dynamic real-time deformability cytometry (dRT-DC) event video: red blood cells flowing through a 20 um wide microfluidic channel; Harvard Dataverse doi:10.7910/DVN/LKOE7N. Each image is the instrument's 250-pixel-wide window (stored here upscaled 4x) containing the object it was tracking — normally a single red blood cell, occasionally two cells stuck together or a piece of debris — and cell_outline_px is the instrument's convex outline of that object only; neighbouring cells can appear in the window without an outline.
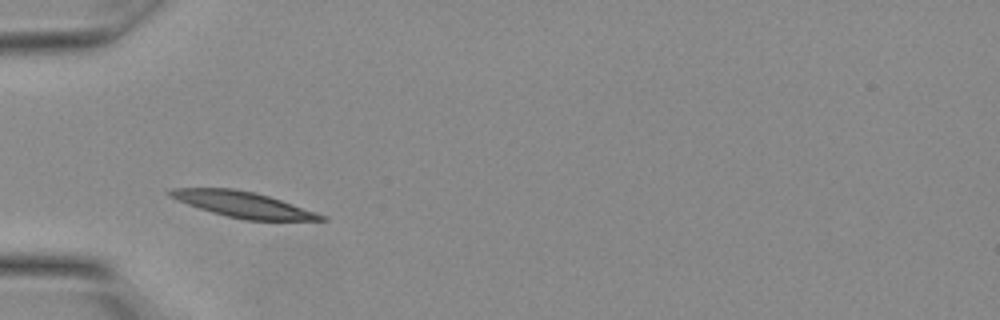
{"species": "Egyptian fruit bat (a non-hibernating species)", "species_latin": "Rousettus aegyptiacus", "temperature_condition": "warm", "stored_images_in_passage": 8, "camera_frame_rate_fps": 3000, "um_per_image_px": 0.085, "animal": {"sex": "female"}, "frame": {"image": 1, "passage_image": 1, "time_ms": 0.0, "image_size_px": [1000, 320], "cell_outline_px": [[328, 220], [244, 220], [212, 212], [188, 204], [168, 196], [164, 192], [172, 188], [232, 188], [256, 192], [328, 216]], "centroid_in_image_um": [20.64, 17.37], "position_along_channel_um": 64.4, "area_um2": 22.48}}
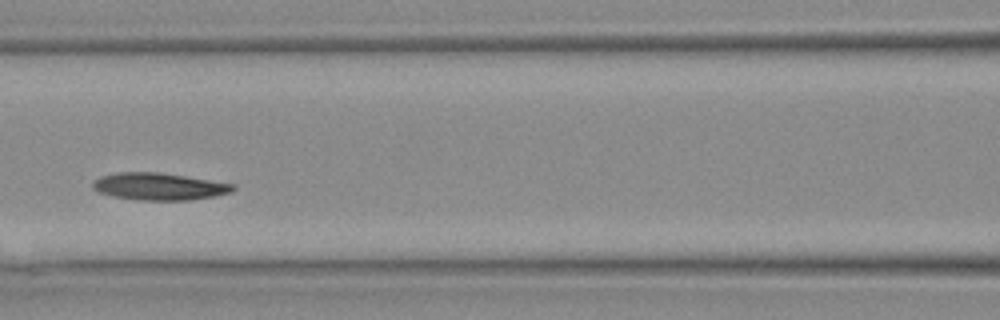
{"frame": {"image": 2, "passage_image": 5, "time_ms": 1.333, "image_size_px": [1000, 320], "cell_outline_px": [[236, 188], [232, 192], [216, 196], [188, 200], [136, 200], [112, 196], [100, 192], [92, 188], [92, 184], [100, 176], [116, 172], [160, 172], [236, 184]], "centroid_in_image_um": [13.55, 15.85], "position_along_channel_um": 153.1, "area_um2": 22.31}}
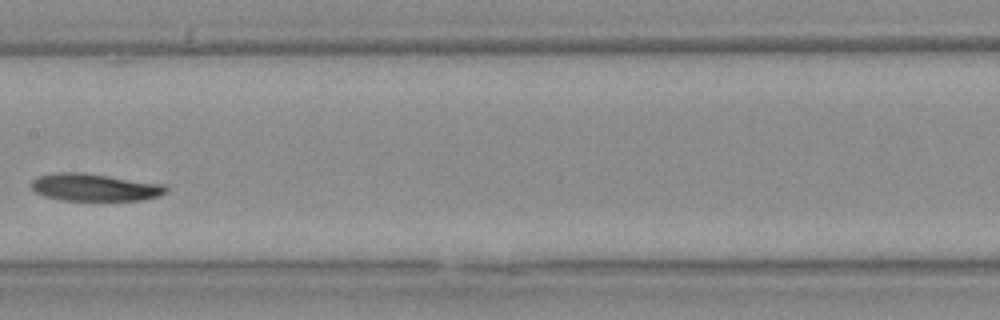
{"frame": {"image": 3, "passage_image": 7, "time_ms": 2.0, "image_size_px": [1000, 320], "cell_outline_px": [[168, 192], [160, 196], [144, 200], [60, 200], [44, 196], [36, 192], [32, 188], [32, 180], [40, 176], [52, 172], [84, 172], [164, 184], [168, 188]], "centroid_in_image_um": [8.08, 15.92], "position_along_channel_um": 199.3, "area_um2": 21.68}}